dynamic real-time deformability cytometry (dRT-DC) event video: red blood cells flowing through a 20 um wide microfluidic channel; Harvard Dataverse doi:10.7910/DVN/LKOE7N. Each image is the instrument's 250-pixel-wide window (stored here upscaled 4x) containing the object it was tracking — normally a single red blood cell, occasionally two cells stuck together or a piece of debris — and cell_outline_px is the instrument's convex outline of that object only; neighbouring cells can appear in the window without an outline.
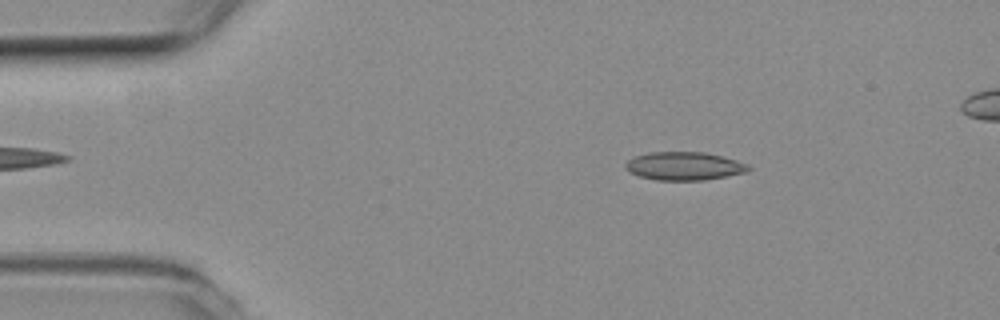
{"species": "common noctule bat (a hibernating species)", "species_latin": "Nyctalus noctula", "temperature_condition": "room temperature", "stored_images_in_passage": 52, "camera_frame_rate_fps": 3000, "um_per_image_px": 0.085, "animal": {"sex": "female", "body_mass_g": 19.3, "forearm_length_mm": 54.1}, "frame": {"image": 1, "passage_image": 8, "time_ms": 2.333, "image_size_px": [1000, 320], "cell_outline_px": [[752, 168], [748, 172], [704, 180], [656, 180], [640, 176], [628, 172], [624, 168], [624, 164], [632, 156], [648, 152], [704, 152], [736, 160], [748, 164]], "centroid_in_image_um": [58.12, 14.11], "position_along_channel_um": 26.9, "area_um2": 20.4}}
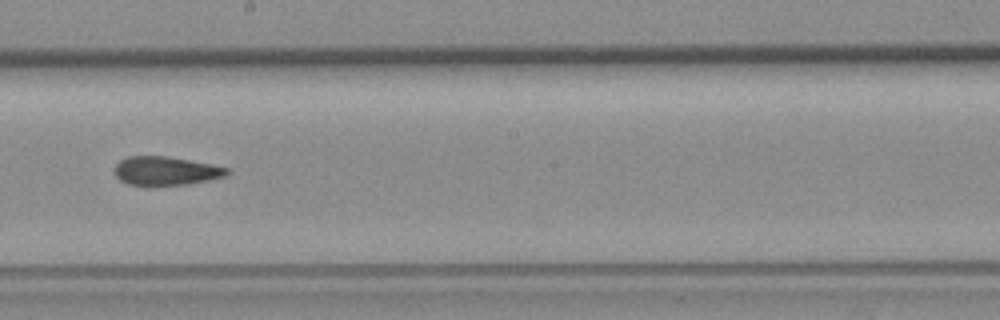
{"frame": {"image": 2, "passage_image": 29, "time_ms": 9.333, "image_size_px": [1000, 320], "cell_outline_px": [[228, 172], [224, 176], [208, 180], [188, 184], [148, 188], [128, 184], [120, 180], [116, 176], [116, 164], [120, 160], [128, 156], [168, 156], [212, 164], [228, 168]], "centroid_in_image_um": [14.05, 14.56], "position_along_channel_um": 234.1, "area_um2": 19.25}}
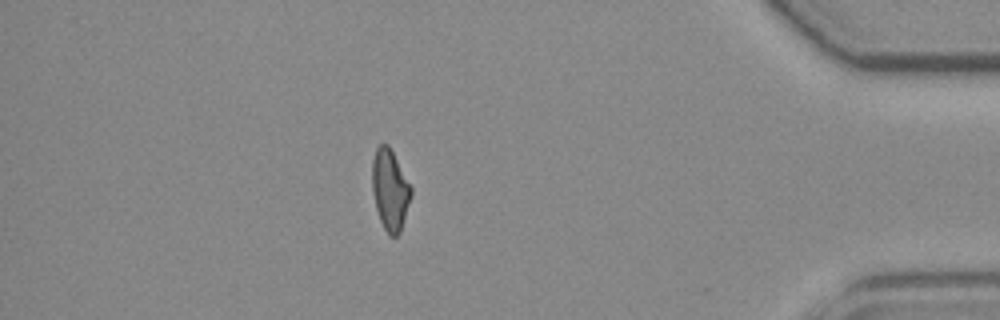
{"frame": {"image": 3, "passage_image": 46, "time_ms": 15.0, "image_size_px": [1000, 320], "cell_outline_px": [[412, 196], [400, 232], [396, 236], [388, 236], [380, 220], [376, 208], [372, 188], [372, 160], [376, 148], [380, 144], [388, 144], [412, 188]], "centroid_in_image_um": [33.15, 16.15], "position_along_channel_um": 402.1, "area_um2": 18.26}, "authors_computed_cell_mechanics": {"area_um2": 19.5364, "velocity_mm_per_s": 3.7895, "shape_relaxation_time_tau1_ms": null, "shape_relaxation_time_tau2_ms": 5.2575, "deformation_change_tau1": null, "deformation_change_tau2": 0.1334}}